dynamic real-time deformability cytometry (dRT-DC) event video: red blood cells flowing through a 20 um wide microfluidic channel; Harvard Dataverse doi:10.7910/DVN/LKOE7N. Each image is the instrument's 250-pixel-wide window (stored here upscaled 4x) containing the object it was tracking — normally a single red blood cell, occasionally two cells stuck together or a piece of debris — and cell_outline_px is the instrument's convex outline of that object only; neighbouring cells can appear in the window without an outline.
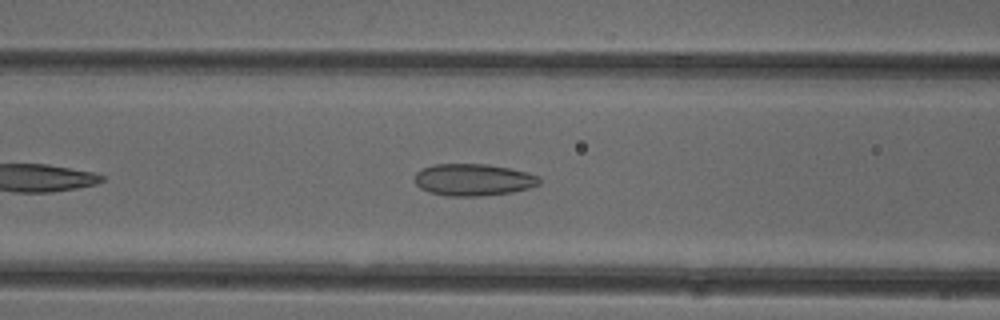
{"species": "common noctule bat (a hibernating species)", "species_latin": "Nyctalus noctula", "temperature_condition": "cold", "stored_images_in_passage": 38, "camera_frame_rate_fps": 3000, "um_per_image_px": 0.085, "animal": {"sex": "female"}, "frame": {"image": 1, "passage_image": 9, "time_ms": 2.667, "image_size_px": [1000, 320], "cell_outline_px": [[540, 184], [528, 188], [512, 192], [480, 196], [448, 196], [428, 192], [420, 188], [416, 184], [416, 172], [432, 164], [488, 164], [528, 172], [540, 176]], "centroid_in_image_um": [40.24, 15.28], "position_along_channel_um": 126.4, "area_um2": 23.24}}
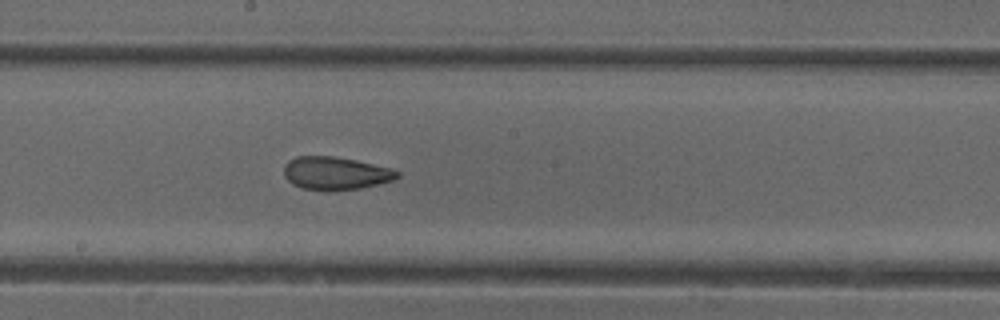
{"frame": {"image": 2, "passage_image": 16, "time_ms": 5.0, "image_size_px": [1000, 320], "cell_outline_px": [[400, 176], [392, 180], [360, 188], [328, 192], [304, 188], [292, 184], [284, 176], [284, 164], [288, 160], [296, 156], [332, 156], [356, 160], [392, 168], [400, 172]], "centroid_in_image_um": [28.5, 14.73], "position_along_channel_um": 219.7, "area_um2": 21.96}}
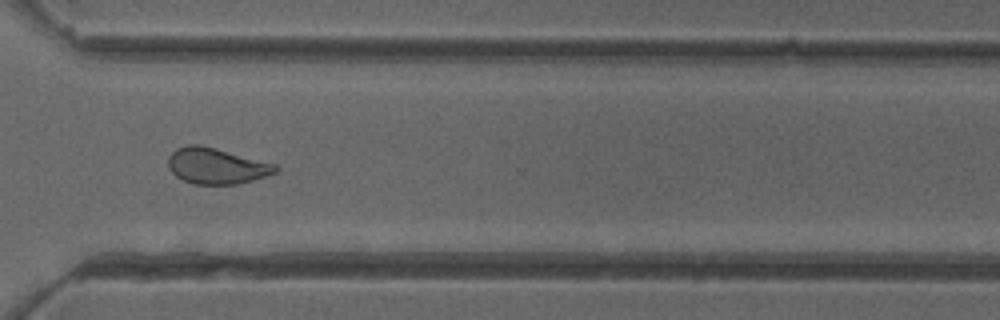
{"frame": {"image": 3, "passage_image": 26, "time_ms": 8.333, "image_size_px": [1000, 320], "cell_outline_px": [[280, 168], [276, 172], [252, 180], [236, 184], [196, 184], [184, 180], [176, 176], [168, 168], [168, 156], [176, 148], [188, 144], [200, 144], [216, 148], [276, 164]], "centroid_in_image_um": [18.37, 14.09], "position_along_channel_um": 352.2, "area_um2": 22.43}, "authors_computed_cell_mechanics": {"area_um2": 22.3397, "velocity_mm_per_s": 3.9816, "shape_relaxation_time_tau1_ms": 7.1162, "shape_relaxation_time_tau2_ms": 1.6389, "deformation_change_tau1": 0.1557, "deformation_change_tau2": 0.0732}}